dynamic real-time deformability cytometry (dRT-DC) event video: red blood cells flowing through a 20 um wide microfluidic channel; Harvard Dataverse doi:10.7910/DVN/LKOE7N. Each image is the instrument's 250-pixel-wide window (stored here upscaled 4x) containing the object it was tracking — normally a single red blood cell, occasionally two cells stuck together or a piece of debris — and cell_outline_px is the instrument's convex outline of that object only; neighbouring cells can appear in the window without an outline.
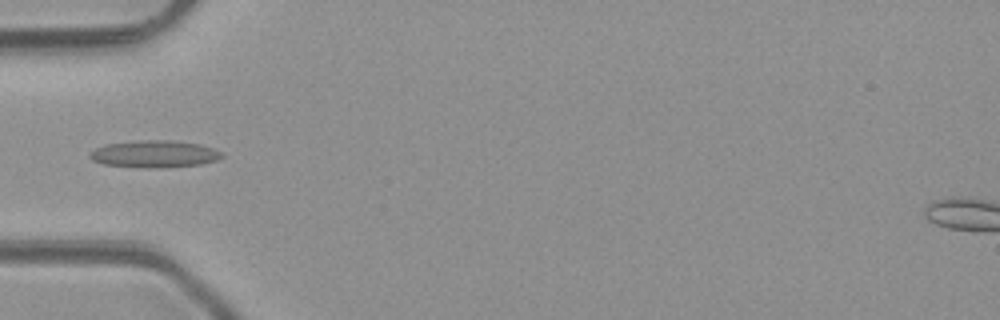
{"species": "common noctule bat (a hibernating species)", "species_latin": "Nyctalus noctula", "temperature_condition": "room temperature", "stored_images_in_passage": 3, "camera_frame_rate_fps": 3000, "um_per_image_px": 0.085, "animal": {"sex": "male", "body_mass_g": 23.1, "forearm_length_mm": 52.7}, "frame": {"image": 1, "passage_image": 3, "time_ms": 2.0, "image_size_px": [1000, 320], "cell_outline_px": [[224, 156], [216, 160], [200, 164], [168, 168], [144, 168], [104, 164], [92, 160], [88, 156], [96, 148], [104, 144], [140, 140], [172, 140], [200, 144], [224, 152]], "centroid_in_image_um": [13.15, 13.09], "position_along_channel_um": 71.8, "area_um2": 21.04}}